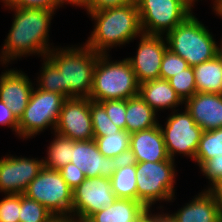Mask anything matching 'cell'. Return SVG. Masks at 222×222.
I'll return each mask as SVG.
<instances>
[{
  "label": "cell",
  "mask_w": 222,
  "mask_h": 222,
  "mask_svg": "<svg viewBox=\"0 0 222 222\" xmlns=\"http://www.w3.org/2000/svg\"><path fill=\"white\" fill-rule=\"evenodd\" d=\"M130 133L121 130L107 136L94 137L100 153L105 157H115L130 148Z\"/></svg>",
  "instance_id": "4316f807"
},
{
  "label": "cell",
  "mask_w": 222,
  "mask_h": 222,
  "mask_svg": "<svg viewBox=\"0 0 222 222\" xmlns=\"http://www.w3.org/2000/svg\"><path fill=\"white\" fill-rule=\"evenodd\" d=\"M139 94V83L127 58L110 60L109 54H99L89 98L95 102L126 100Z\"/></svg>",
  "instance_id": "277c9868"
},
{
  "label": "cell",
  "mask_w": 222,
  "mask_h": 222,
  "mask_svg": "<svg viewBox=\"0 0 222 222\" xmlns=\"http://www.w3.org/2000/svg\"><path fill=\"white\" fill-rule=\"evenodd\" d=\"M222 155V128L203 131L195 155V162L200 166L214 156Z\"/></svg>",
  "instance_id": "484cf974"
},
{
  "label": "cell",
  "mask_w": 222,
  "mask_h": 222,
  "mask_svg": "<svg viewBox=\"0 0 222 222\" xmlns=\"http://www.w3.org/2000/svg\"><path fill=\"white\" fill-rule=\"evenodd\" d=\"M184 104L203 131L222 128V94L196 92Z\"/></svg>",
  "instance_id": "e0dca14e"
},
{
  "label": "cell",
  "mask_w": 222,
  "mask_h": 222,
  "mask_svg": "<svg viewBox=\"0 0 222 222\" xmlns=\"http://www.w3.org/2000/svg\"><path fill=\"white\" fill-rule=\"evenodd\" d=\"M157 113L138 95L126 99L125 130L134 133L159 125Z\"/></svg>",
  "instance_id": "7402d4cb"
},
{
  "label": "cell",
  "mask_w": 222,
  "mask_h": 222,
  "mask_svg": "<svg viewBox=\"0 0 222 222\" xmlns=\"http://www.w3.org/2000/svg\"><path fill=\"white\" fill-rule=\"evenodd\" d=\"M139 96L157 113L184 104L168 80L155 79L139 84Z\"/></svg>",
  "instance_id": "ffe728a7"
},
{
  "label": "cell",
  "mask_w": 222,
  "mask_h": 222,
  "mask_svg": "<svg viewBox=\"0 0 222 222\" xmlns=\"http://www.w3.org/2000/svg\"><path fill=\"white\" fill-rule=\"evenodd\" d=\"M208 186L205 190L213 197L222 215V178Z\"/></svg>",
  "instance_id": "60d3db41"
},
{
  "label": "cell",
  "mask_w": 222,
  "mask_h": 222,
  "mask_svg": "<svg viewBox=\"0 0 222 222\" xmlns=\"http://www.w3.org/2000/svg\"><path fill=\"white\" fill-rule=\"evenodd\" d=\"M188 67V63L181 56L167 49L162 58L160 79L168 80Z\"/></svg>",
  "instance_id": "1f68e13d"
},
{
  "label": "cell",
  "mask_w": 222,
  "mask_h": 222,
  "mask_svg": "<svg viewBox=\"0 0 222 222\" xmlns=\"http://www.w3.org/2000/svg\"><path fill=\"white\" fill-rule=\"evenodd\" d=\"M21 194H5L0 201V222H19Z\"/></svg>",
  "instance_id": "d6a6232c"
},
{
  "label": "cell",
  "mask_w": 222,
  "mask_h": 222,
  "mask_svg": "<svg viewBox=\"0 0 222 222\" xmlns=\"http://www.w3.org/2000/svg\"><path fill=\"white\" fill-rule=\"evenodd\" d=\"M82 46V47H81ZM54 48L46 57L61 72L62 95L66 98H89L99 53L85 44Z\"/></svg>",
  "instance_id": "3957f363"
},
{
  "label": "cell",
  "mask_w": 222,
  "mask_h": 222,
  "mask_svg": "<svg viewBox=\"0 0 222 222\" xmlns=\"http://www.w3.org/2000/svg\"><path fill=\"white\" fill-rule=\"evenodd\" d=\"M177 111L179 110L172 111V115L166 118L165 128L159 124L168 156L175 161L176 154H183L195 161L203 129L196 124L186 109L182 113Z\"/></svg>",
  "instance_id": "30bf717a"
},
{
  "label": "cell",
  "mask_w": 222,
  "mask_h": 222,
  "mask_svg": "<svg viewBox=\"0 0 222 222\" xmlns=\"http://www.w3.org/2000/svg\"><path fill=\"white\" fill-rule=\"evenodd\" d=\"M0 125L10 127L18 136V119L3 101H0Z\"/></svg>",
  "instance_id": "f35d334b"
},
{
  "label": "cell",
  "mask_w": 222,
  "mask_h": 222,
  "mask_svg": "<svg viewBox=\"0 0 222 222\" xmlns=\"http://www.w3.org/2000/svg\"><path fill=\"white\" fill-rule=\"evenodd\" d=\"M168 81L183 102L197 92L193 67L191 66L169 78Z\"/></svg>",
  "instance_id": "4dcf8cb0"
},
{
  "label": "cell",
  "mask_w": 222,
  "mask_h": 222,
  "mask_svg": "<svg viewBox=\"0 0 222 222\" xmlns=\"http://www.w3.org/2000/svg\"><path fill=\"white\" fill-rule=\"evenodd\" d=\"M149 210L139 201L117 198V200L92 214L88 222H138Z\"/></svg>",
  "instance_id": "44dd1931"
},
{
  "label": "cell",
  "mask_w": 222,
  "mask_h": 222,
  "mask_svg": "<svg viewBox=\"0 0 222 222\" xmlns=\"http://www.w3.org/2000/svg\"><path fill=\"white\" fill-rule=\"evenodd\" d=\"M23 194L45 206L54 216H71L73 190L58 170L43 167Z\"/></svg>",
  "instance_id": "ba28073f"
},
{
  "label": "cell",
  "mask_w": 222,
  "mask_h": 222,
  "mask_svg": "<svg viewBox=\"0 0 222 222\" xmlns=\"http://www.w3.org/2000/svg\"><path fill=\"white\" fill-rule=\"evenodd\" d=\"M161 213H156L155 215V222H170V219L164 214V212Z\"/></svg>",
  "instance_id": "f6af8a7d"
},
{
  "label": "cell",
  "mask_w": 222,
  "mask_h": 222,
  "mask_svg": "<svg viewBox=\"0 0 222 222\" xmlns=\"http://www.w3.org/2000/svg\"><path fill=\"white\" fill-rule=\"evenodd\" d=\"M138 222H155V214L148 211Z\"/></svg>",
  "instance_id": "ee69618b"
},
{
  "label": "cell",
  "mask_w": 222,
  "mask_h": 222,
  "mask_svg": "<svg viewBox=\"0 0 222 222\" xmlns=\"http://www.w3.org/2000/svg\"><path fill=\"white\" fill-rule=\"evenodd\" d=\"M130 149L134 153L137 162L171 160L159 125L131 133Z\"/></svg>",
  "instance_id": "ac0fdd59"
},
{
  "label": "cell",
  "mask_w": 222,
  "mask_h": 222,
  "mask_svg": "<svg viewBox=\"0 0 222 222\" xmlns=\"http://www.w3.org/2000/svg\"><path fill=\"white\" fill-rule=\"evenodd\" d=\"M199 168L203 176L205 175L209 182L213 184L216 180L222 178V155L204 161Z\"/></svg>",
  "instance_id": "e575fe53"
},
{
  "label": "cell",
  "mask_w": 222,
  "mask_h": 222,
  "mask_svg": "<svg viewBox=\"0 0 222 222\" xmlns=\"http://www.w3.org/2000/svg\"><path fill=\"white\" fill-rule=\"evenodd\" d=\"M110 181L112 191L117 198L137 201L136 165L117 169Z\"/></svg>",
  "instance_id": "d4e9b609"
},
{
  "label": "cell",
  "mask_w": 222,
  "mask_h": 222,
  "mask_svg": "<svg viewBox=\"0 0 222 222\" xmlns=\"http://www.w3.org/2000/svg\"><path fill=\"white\" fill-rule=\"evenodd\" d=\"M196 91L222 94V65L218 56L193 66Z\"/></svg>",
  "instance_id": "603a6c76"
},
{
  "label": "cell",
  "mask_w": 222,
  "mask_h": 222,
  "mask_svg": "<svg viewBox=\"0 0 222 222\" xmlns=\"http://www.w3.org/2000/svg\"><path fill=\"white\" fill-rule=\"evenodd\" d=\"M220 47L218 48V53H217V56L219 57L220 59V62H221V65H222V41L220 43Z\"/></svg>",
  "instance_id": "7dc6e473"
},
{
  "label": "cell",
  "mask_w": 222,
  "mask_h": 222,
  "mask_svg": "<svg viewBox=\"0 0 222 222\" xmlns=\"http://www.w3.org/2000/svg\"><path fill=\"white\" fill-rule=\"evenodd\" d=\"M43 168V159L14 157L9 154L0 158V192L23 194L28 184Z\"/></svg>",
  "instance_id": "5bb4252c"
},
{
  "label": "cell",
  "mask_w": 222,
  "mask_h": 222,
  "mask_svg": "<svg viewBox=\"0 0 222 222\" xmlns=\"http://www.w3.org/2000/svg\"><path fill=\"white\" fill-rule=\"evenodd\" d=\"M117 200L108 178H87L73 190L71 216L87 220Z\"/></svg>",
  "instance_id": "8fae6325"
},
{
  "label": "cell",
  "mask_w": 222,
  "mask_h": 222,
  "mask_svg": "<svg viewBox=\"0 0 222 222\" xmlns=\"http://www.w3.org/2000/svg\"><path fill=\"white\" fill-rule=\"evenodd\" d=\"M215 12H216L215 14L220 16L222 19V5Z\"/></svg>",
  "instance_id": "c3c4849f"
},
{
  "label": "cell",
  "mask_w": 222,
  "mask_h": 222,
  "mask_svg": "<svg viewBox=\"0 0 222 222\" xmlns=\"http://www.w3.org/2000/svg\"><path fill=\"white\" fill-rule=\"evenodd\" d=\"M48 222H75L73 216H53Z\"/></svg>",
  "instance_id": "b9f144b4"
},
{
  "label": "cell",
  "mask_w": 222,
  "mask_h": 222,
  "mask_svg": "<svg viewBox=\"0 0 222 222\" xmlns=\"http://www.w3.org/2000/svg\"><path fill=\"white\" fill-rule=\"evenodd\" d=\"M53 216L45 206L21 194L19 222H48Z\"/></svg>",
  "instance_id": "f546056e"
},
{
  "label": "cell",
  "mask_w": 222,
  "mask_h": 222,
  "mask_svg": "<svg viewBox=\"0 0 222 222\" xmlns=\"http://www.w3.org/2000/svg\"><path fill=\"white\" fill-rule=\"evenodd\" d=\"M142 32L149 35H166L190 14L185 0H135Z\"/></svg>",
  "instance_id": "9c48e42d"
},
{
  "label": "cell",
  "mask_w": 222,
  "mask_h": 222,
  "mask_svg": "<svg viewBox=\"0 0 222 222\" xmlns=\"http://www.w3.org/2000/svg\"><path fill=\"white\" fill-rule=\"evenodd\" d=\"M53 132L74 141L94 139L90 98H67Z\"/></svg>",
  "instance_id": "7c38bea8"
},
{
  "label": "cell",
  "mask_w": 222,
  "mask_h": 222,
  "mask_svg": "<svg viewBox=\"0 0 222 222\" xmlns=\"http://www.w3.org/2000/svg\"><path fill=\"white\" fill-rule=\"evenodd\" d=\"M113 159H114V163L117 166V169L126 167L128 165L137 164L136 157L130 148L128 150L123 151L119 155L113 157Z\"/></svg>",
  "instance_id": "ab89813d"
},
{
  "label": "cell",
  "mask_w": 222,
  "mask_h": 222,
  "mask_svg": "<svg viewBox=\"0 0 222 222\" xmlns=\"http://www.w3.org/2000/svg\"><path fill=\"white\" fill-rule=\"evenodd\" d=\"M41 68V73L37 77L38 85L36 87L44 91L55 92L62 95L60 70H58L47 57H43Z\"/></svg>",
  "instance_id": "f1b7e54d"
},
{
  "label": "cell",
  "mask_w": 222,
  "mask_h": 222,
  "mask_svg": "<svg viewBox=\"0 0 222 222\" xmlns=\"http://www.w3.org/2000/svg\"><path fill=\"white\" fill-rule=\"evenodd\" d=\"M172 222H222V215L213 197L202 191L173 214L165 213Z\"/></svg>",
  "instance_id": "d6986e66"
},
{
  "label": "cell",
  "mask_w": 222,
  "mask_h": 222,
  "mask_svg": "<svg viewBox=\"0 0 222 222\" xmlns=\"http://www.w3.org/2000/svg\"><path fill=\"white\" fill-rule=\"evenodd\" d=\"M111 121L122 130L126 124V100H106L99 102Z\"/></svg>",
  "instance_id": "836d02e7"
},
{
  "label": "cell",
  "mask_w": 222,
  "mask_h": 222,
  "mask_svg": "<svg viewBox=\"0 0 222 222\" xmlns=\"http://www.w3.org/2000/svg\"><path fill=\"white\" fill-rule=\"evenodd\" d=\"M67 98L55 92L33 88L28 105L18 120V136L33 138L48 127L54 131Z\"/></svg>",
  "instance_id": "52a82bcc"
},
{
  "label": "cell",
  "mask_w": 222,
  "mask_h": 222,
  "mask_svg": "<svg viewBox=\"0 0 222 222\" xmlns=\"http://www.w3.org/2000/svg\"><path fill=\"white\" fill-rule=\"evenodd\" d=\"M55 134V139L47 147V158L43 159V167L59 170L72 161V145L74 140ZM46 158V159H45Z\"/></svg>",
  "instance_id": "cb8c5ba5"
},
{
  "label": "cell",
  "mask_w": 222,
  "mask_h": 222,
  "mask_svg": "<svg viewBox=\"0 0 222 222\" xmlns=\"http://www.w3.org/2000/svg\"><path fill=\"white\" fill-rule=\"evenodd\" d=\"M175 170L174 160L137 162V201L151 211L156 201L175 200Z\"/></svg>",
  "instance_id": "8992f818"
},
{
  "label": "cell",
  "mask_w": 222,
  "mask_h": 222,
  "mask_svg": "<svg viewBox=\"0 0 222 222\" xmlns=\"http://www.w3.org/2000/svg\"><path fill=\"white\" fill-rule=\"evenodd\" d=\"M139 37L136 55L127 59L135 72L138 83L141 84L160 78L162 58L168 48L163 35L142 33Z\"/></svg>",
  "instance_id": "4fadbf2b"
},
{
  "label": "cell",
  "mask_w": 222,
  "mask_h": 222,
  "mask_svg": "<svg viewBox=\"0 0 222 222\" xmlns=\"http://www.w3.org/2000/svg\"><path fill=\"white\" fill-rule=\"evenodd\" d=\"M33 84L22 70L8 69L0 75V101L6 104L18 120L28 105Z\"/></svg>",
  "instance_id": "2e32d148"
},
{
  "label": "cell",
  "mask_w": 222,
  "mask_h": 222,
  "mask_svg": "<svg viewBox=\"0 0 222 222\" xmlns=\"http://www.w3.org/2000/svg\"><path fill=\"white\" fill-rule=\"evenodd\" d=\"M186 3L192 8L196 1H199V0H185ZM213 1V0H212ZM213 9H214V12L222 5V0H214V4H213Z\"/></svg>",
  "instance_id": "7bdbcfd3"
},
{
  "label": "cell",
  "mask_w": 222,
  "mask_h": 222,
  "mask_svg": "<svg viewBox=\"0 0 222 222\" xmlns=\"http://www.w3.org/2000/svg\"><path fill=\"white\" fill-rule=\"evenodd\" d=\"M207 28L192 13L164 36L167 48L191 67L209 61L217 56L219 45Z\"/></svg>",
  "instance_id": "5b68a950"
},
{
  "label": "cell",
  "mask_w": 222,
  "mask_h": 222,
  "mask_svg": "<svg viewBox=\"0 0 222 222\" xmlns=\"http://www.w3.org/2000/svg\"><path fill=\"white\" fill-rule=\"evenodd\" d=\"M10 6L19 8L58 9L63 3L60 0H4Z\"/></svg>",
  "instance_id": "d590c367"
},
{
  "label": "cell",
  "mask_w": 222,
  "mask_h": 222,
  "mask_svg": "<svg viewBox=\"0 0 222 222\" xmlns=\"http://www.w3.org/2000/svg\"><path fill=\"white\" fill-rule=\"evenodd\" d=\"M133 0H81L79 7H84L87 13L104 10L108 8L122 7Z\"/></svg>",
  "instance_id": "8d00e7d4"
},
{
  "label": "cell",
  "mask_w": 222,
  "mask_h": 222,
  "mask_svg": "<svg viewBox=\"0 0 222 222\" xmlns=\"http://www.w3.org/2000/svg\"><path fill=\"white\" fill-rule=\"evenodd\" d=\"M88 14L92 20H95V25L84 44L96 53L107 54L109 48L129 44L143 33L135 0L122 7Z\"/></svg>",
  "instance_id": "7a4b0ae2"
},
{
  "label": "cell",
  "mask_w": 222,
  "mask_h": 222,
  "mask_svg": "<svg viewBox=\"0 0 222 222\" xmlns=\"http://www.w3.org/2000/svg\"><path fill=\"white\" fill-rule=\"evenodd\" d=\"M75 222H88V221L85 219H75Z\"/></svg>",
  "instance_id": "681fc988"
},
{
  "label": "cell",
  "mask_w": 222,
  "mask_h": 222,
  "mask_svg": "<svg viewBox=\"0 0 222 222\" xmlns=\"http://www.w3.org/2000/svg\"><path fill=\"white\" fill-rule=\"evenodd\" d=\"M58 171L72 190L86 179L85 174L79 168L77 169L75 164L72 163H68Z\"/></svg>",
  "instance_id": "74e56055"
},
{
  "label": "cell",
  "mask_w": 222,
  "mask_h": 222,
  "mask_svg": "<svg viewBox=\"0 0 222 222\" xmlns=\"http://www.w3.org/2000/svg\"><path fill=\"white\" fill-rule=\"evenodd\" d=\"M63 4L69 3L71 5L78 6L81 3V0H60Z\"/></svg>",
  "instance_id": "bcb514c9"
},
{
  "label": "cell",
  "mask_w": 222,
  "mask_h": 222,
  "mask_svg": "<svg viewBox=\"0 0 222 222\" xmlns=\"http://www.w3.org/2000/svg\"><path fill=\"white\" fill-rule=\"evenodd\" d=\"M72 164L80 169L87 178L103 177L110 179L117 170L114 159L103 156L92 140L75 141L72 145Z\"/></svg>",
  "instance_id": "9a60e30c"
},
{
  "label": "cell",
  "mask_w": 222,
  "mask_h": 222,
  "mask_svg": "<svg viewBox=\"0 0 222 222\" xmlns=\"http://www.w3.org/2000/svg\"><path fill=\"white\" fill-rule=\"evenodd\" d=\"M90 114L93 125L94 137L107 136L111 133H118L122 129L116 126L106 114L105 108L99 103L90 99Z\"/></svg>",
  "instance_id": "83f0119b"
},
{
  "label": "cell",
  "mask_w": 222,
  "mask_h": 222,
  "mask_svg": "<svg viewBox=\"0 0 222 222\" xmlns=\"http://www.w3.org/2000/svg\"><path fill=\"white\" fill-rule=\"evenodd\" d=\"M5 7L14 11L11 29L5 39L0 53V62L5 65L23 56L39 54L46 57L51 46L49 44V29L52 16L57 9ZM55 11V12H54Z\"/></svg>",
  "instance_id": "6da1fadb"
}]
</instances>
